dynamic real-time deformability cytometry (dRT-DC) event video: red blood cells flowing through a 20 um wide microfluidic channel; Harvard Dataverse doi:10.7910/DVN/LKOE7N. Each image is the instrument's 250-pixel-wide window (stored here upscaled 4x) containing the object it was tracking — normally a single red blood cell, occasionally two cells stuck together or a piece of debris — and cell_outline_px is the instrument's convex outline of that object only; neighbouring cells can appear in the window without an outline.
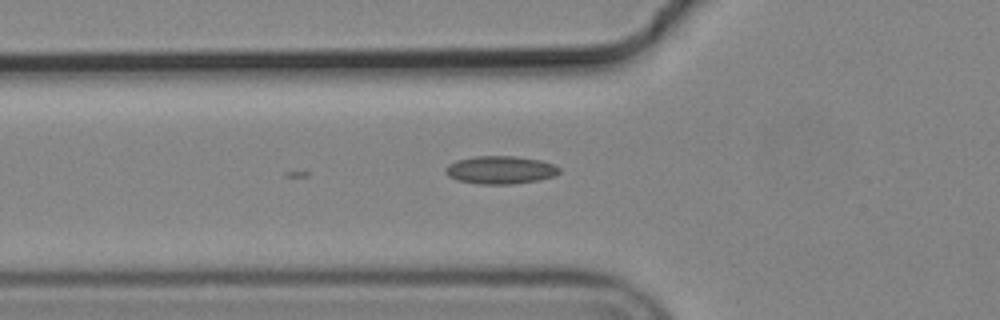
{"species": "common noctule bat (a hibernating species)", "species_latin": "Nyctalus noctula", "temperature_condition": "cold", "stored_images_in_passage": 3, "camera_frame_rate_fps": 3000, "um_per_image_px": 0.085, "animal": {"sex": "male", "body_mass_g": 19.2, "forearm_length_mm": 51.8}, "frame": {"image": 1, "passage_image": 3, "time_ms": 0.667, "image_size_px": [1000, 320], "cell_outline_px": [[560, 172], [556, 176], [540, 180], [512, 184], [480, 184], [456, 180], [448, 176], [444, 172], [444, 168], [448, 164], [456, 160], [476, 156], [516, 156], [540, 160], [552, 164], [560, 168]], "centroid_in_image_um": [42.52, 14.45], "position_along_channel_um": 83.3, "area_um2": 18.73}}